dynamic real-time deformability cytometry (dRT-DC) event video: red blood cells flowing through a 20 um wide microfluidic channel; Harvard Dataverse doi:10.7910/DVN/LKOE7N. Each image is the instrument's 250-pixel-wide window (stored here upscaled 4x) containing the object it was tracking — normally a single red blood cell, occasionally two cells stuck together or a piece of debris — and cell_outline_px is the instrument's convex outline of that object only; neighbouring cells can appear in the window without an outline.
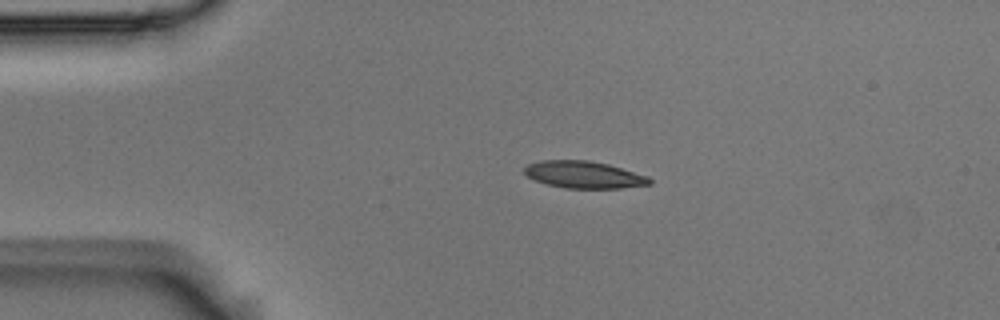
{"species": "Egyptian fruit bat (a non-hibernating species)", "species_latin": "Rousettus aegyptiacus", "temperature_condition": "room temperature", "stored_images_in_passage": 4, "camera_frame_rate_fps": 3000, "um_per_image_px": 0.085, "animal": {"sex": "male"}, "frame": {"image": 1, "passage_image": 3, "time_ms": 0.667, "image_size_px": [1000, 320], "cell_outline_px": [[652, 184], [620, 188], [564, 188], [548, 184], [536, 180], [528, 176], [524, 172], [524, 168], [528, 164], [540, 160], [588, 160], [608, 164], [648, 176], [652, 180]], "centroid_in_image_um": [49.64, 14.84], "position_along_channel_um": 35.4, "area_um2": 19.65}}